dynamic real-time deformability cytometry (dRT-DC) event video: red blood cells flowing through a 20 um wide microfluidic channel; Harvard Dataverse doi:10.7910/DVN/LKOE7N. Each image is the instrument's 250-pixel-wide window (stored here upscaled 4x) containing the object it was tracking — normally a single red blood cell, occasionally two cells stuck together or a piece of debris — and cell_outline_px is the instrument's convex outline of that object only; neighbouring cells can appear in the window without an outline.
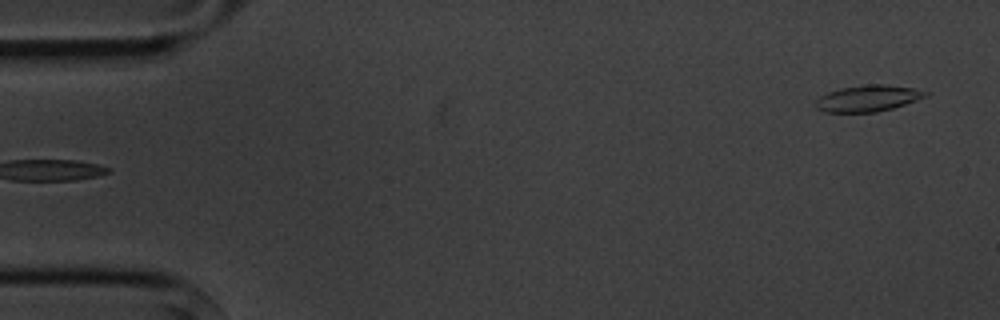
{"species": "common noctule bat (a hibernating species)", "species_latin": "Nyctalus noctula", "temperature_condition": "cold", "stored_images_in_passage": 4, "camera_frame_rate_fps": 3000, "um_per_image_px": 0.085, "animal": {"sex": "male", "body_mass_g": 20.1, "forearm_length_mm": 53.5}, "frame": {"image": 1, "passage_image": 4, "time_ms": 4.333, "image_size_px": [1000, 320], "cell_outline_px": [[928, 96], [892, 108], [876, 112], [824, 112], [816, 108], [816, 100], [820, 96], [828, 92], [840, 88], [868, 84], [884, 84], [912, 88], [928, 92]], "centroid_in_image_um": [73.75, 8.36], "position_along_channel_um": 11.2, "area_um2": 16.7}}